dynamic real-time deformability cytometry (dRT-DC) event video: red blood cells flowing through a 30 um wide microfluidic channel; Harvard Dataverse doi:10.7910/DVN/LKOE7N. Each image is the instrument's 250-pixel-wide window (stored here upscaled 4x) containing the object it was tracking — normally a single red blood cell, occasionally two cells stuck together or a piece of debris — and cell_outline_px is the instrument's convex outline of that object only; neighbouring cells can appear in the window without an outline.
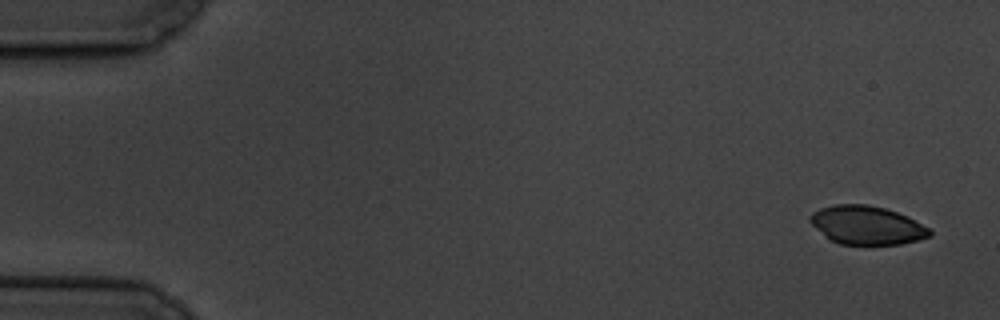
{"species": "common noctule bat (a hibernating species)", "species_latin": "Nyctalus noctula", "temperature_condition": "cold", "stored_images_in_passage": 7, "camera_frame_rate_fps": 3000, "um_per_image_px": 0.085, "animal": {"sex": "male", "body_mass_g": 19.5, "forearm_length_mm": 54.6}, "frame": {"image": 1, "passage_image": 1, "time_ms": 0.0, "image_size_px": [1000, 320], "cell_outline_px": [[932, 236], [900, 244], [840, 244], [824, 236], [808, 220], [808, 216], [812, 212], [820, 208], [836, 204], [868, 204], [884, 208], [908, 216], [928, 228], [932, 232]], "centroid_in_image_um": [73.65, 19.13], "position_along_channel_um": 11.3, "area_um2": 26.76}}
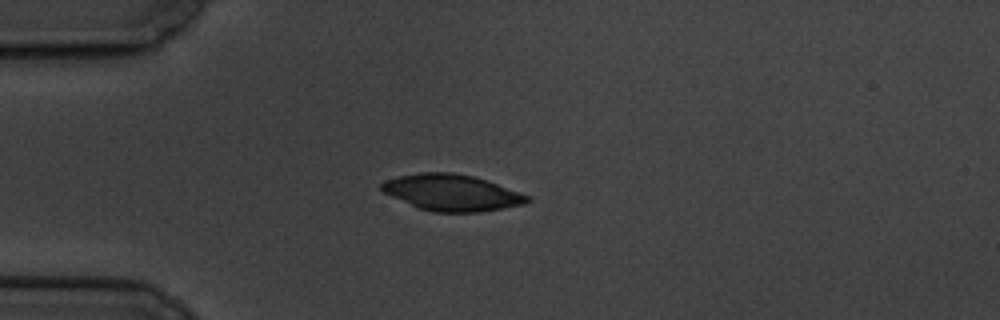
{"frame": {"image": 2, "passage_image": 5, "time_ms": 4.333, "image_size_px": [1000, 320], "cell_outline_px": [[532, 200], [524, 204], [480, 212], [432, 212], [420, 208], [392, 196], [384, 192], [380, 188], [380, 184], [384, 180], [400, 176], [420, 172], [452, 172], [472, 176], [532, 196]], "centroid_in_image_um": [38.42, 16.37], "position_along_channel_um": 46.6, "area_um2": 30.58}}
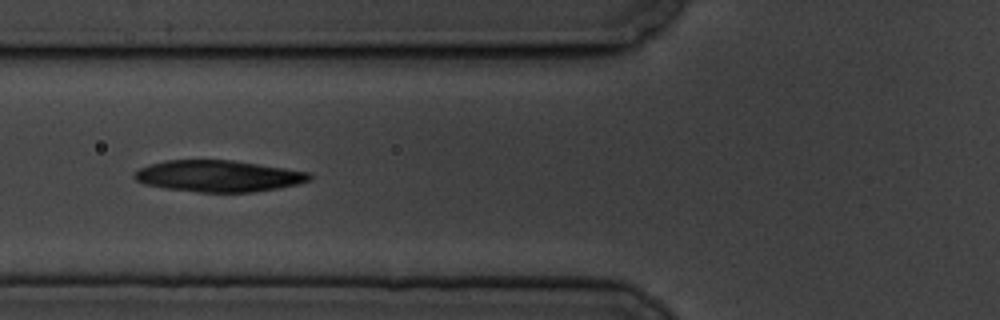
{"frame": {"image": 3, "passage_image": 7, "time_ms": 6.667, "image_size_px": [1000, 320], "cell_outline_px": [[312, 180], [296, 184], [276, 188], [252, 192], [200, 192], [164, 188], [144, 184], [136, 180], [132, 176], [140, 168], [148, 164], [164, 160], [232, 160], [312, 172]], "centroid_in_image_um": [18.56, 14.96], "position_along_channel_um": 107.2, "area_um2": 32.14}}